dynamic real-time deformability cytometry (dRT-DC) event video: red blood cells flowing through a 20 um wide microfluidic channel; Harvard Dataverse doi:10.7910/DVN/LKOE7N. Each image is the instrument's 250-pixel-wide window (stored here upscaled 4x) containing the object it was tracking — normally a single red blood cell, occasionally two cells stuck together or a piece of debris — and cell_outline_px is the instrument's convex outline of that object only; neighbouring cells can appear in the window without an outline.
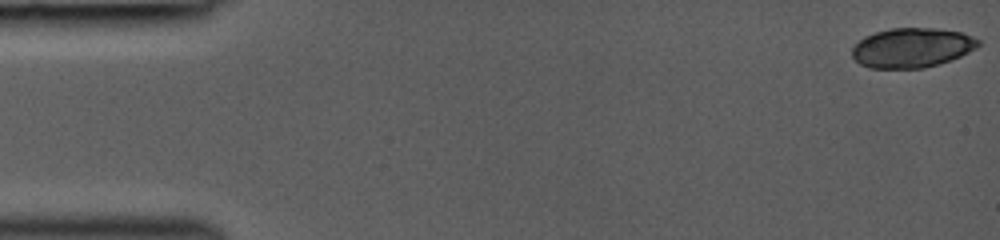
{"species": "common noctule bat (a hibernating species)", "species_latin": "Nyctalus noctula", "temperature_condition": "room temperature", "stored_images_in_passage": 24, "camera_frame_rate_fps": 3000, "um_per_image_px": 0.085, "animal": {"sex": "female", "body_mass_g": 19.0, "forearm_length_mm": 53.3}, "frame": {"image": 1, "passage_image": 1, "time_ms": 0.0, "image_size_px": [1000, 240], "cell_outline_px": [[980, 44], [976, 48], [960, 56], [924, 68], [868, 68], [860, 64], [852, 56], [852, 48], [864, 36], [876, 32], [892, 28], [936, 28], [960, 32], [972, 36], [980, 40]], "centroid_in_image_um": [77.5, 4.05], "position_along_channel_um": 7.5, "area_um2": 28.96}}
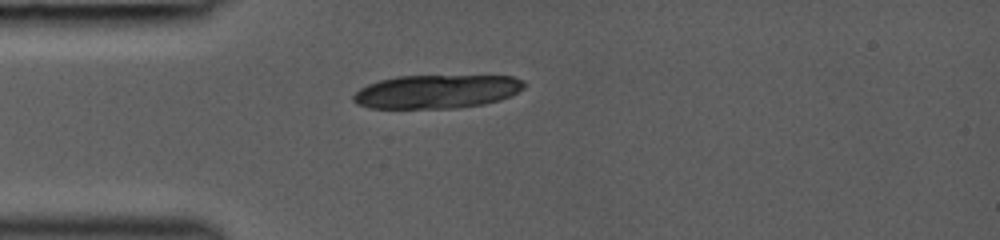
{"frame": {"image": 2, "passage_image": 11, "time_ms": 4.0, "image_size_px": [1000, 240], "cell_outline_px": [[528, 84], [524, 88], [500, 100], [484, 104], [460, 108], [368, 108], [356, 104], [352, 100], [352, 96], [360, 88], [368, 84], [380, 80], [396, 76], [512, 76], [524, 80]], "centroid_in_image_um": [37.11, 7.78], "position_along_channel_um": 47.9, "area_um2": 33.64}}